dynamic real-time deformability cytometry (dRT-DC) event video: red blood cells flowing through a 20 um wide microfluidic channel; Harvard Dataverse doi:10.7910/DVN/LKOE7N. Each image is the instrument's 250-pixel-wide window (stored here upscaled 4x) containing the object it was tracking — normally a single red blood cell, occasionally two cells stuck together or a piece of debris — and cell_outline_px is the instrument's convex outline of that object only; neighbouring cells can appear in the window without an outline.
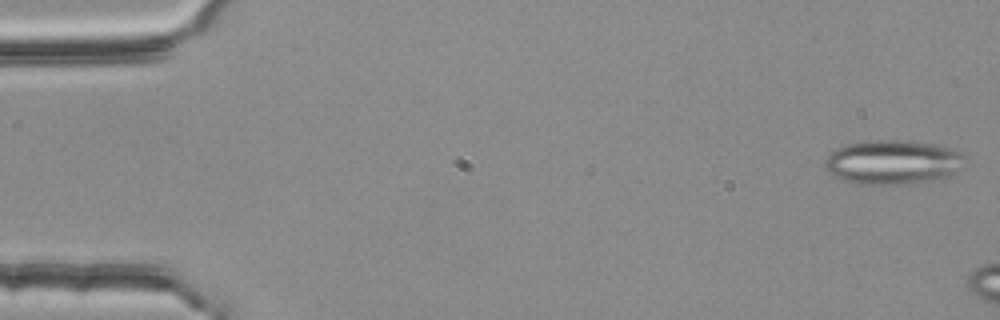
{"species": "common noctule bat (a hibernating species)", "species_latin": "Nyctalus noctula", "temperature_condition": "room temperature", "stored_images_in_passage": 8, "camera_frame_rate_fps": 3000, "um_per_image_px": 0.085, "animal": {"sex": "female", "body_mass_g": 25.1}, "frame": {"image": 1, "passage_image": 2, "time_ms": 0.333, "image_size_px": [1000, 320], "cell_outline_px": [[964, 156], [960, 168], [956, 172], [948, 176], [932, 180], [912, 184], [856, 184], [832, 176], [824, 168], [824, 160], [832, 152], [848, 144], [868, 140], [904, 140], [932, 144], [948, 148], [960, 152]], "centroid_in_image_um": [75.85, 13.8], "position_along_channel_um": 9.2, "area_um2": 36.01}}